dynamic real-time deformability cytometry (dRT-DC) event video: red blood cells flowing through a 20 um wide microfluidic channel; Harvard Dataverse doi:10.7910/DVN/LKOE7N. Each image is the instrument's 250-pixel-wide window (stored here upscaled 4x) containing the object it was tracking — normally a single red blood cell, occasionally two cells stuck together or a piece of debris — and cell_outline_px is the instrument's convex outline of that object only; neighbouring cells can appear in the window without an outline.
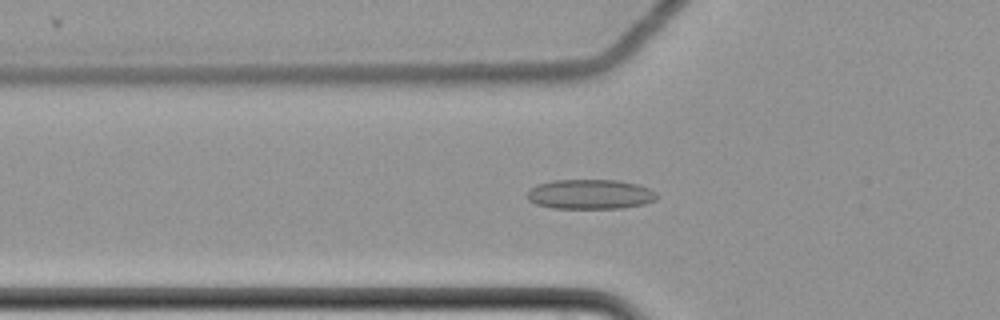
{"species": "common noctule bat (a hibernating species)", "species_latin": "Nyctalus noctula", "temperature_condition": "cold", "stored_images_in_passage": 61, "camera_frame_rate_fps": 3000, "um_per_image_px": 0.085, "animal": {"sex": "female", "body_mass_g": 22.7, "forearm_length_mm": 54.2}, "frame": {"image": 1, "passage_image": 23, "time_ms": 7.333, "image_size_px": [1000, 320], "cell_outline_px": [[656, 200], [644, 204], [624, 208], [552, 208], [536, 204], [528, 200], [528, 192], [536, 184], [552, 180], [620, 180], [636, 184], [648, 188], [656, 192]], "centroid_in_image_um": [50.16, 16.51], "position_along_channel_um": 75.6, "area_um2": 22.48}}
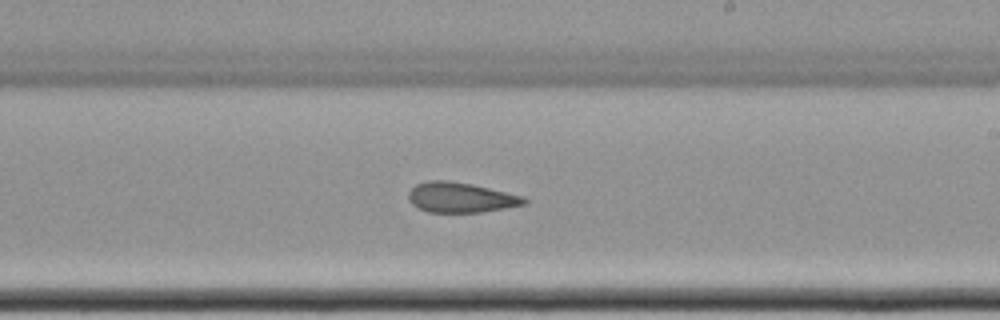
{"frame": {"image": 2, "passage_image": 38, "time_ms": 12.333, "image_size_px": [1000, 320], "cell_outline_px": [[528, 204], [480, 212], [428, 212], [412, 204], [408, 200], [408, 192], [416, 184], [428, 180], [448, 180], [472, 184], [524, 196], [528, 200]], "centroid_in_image_um": [39.16, 16.78], "position_along_channel_um": 249.8, "area_um2": 20.35}}
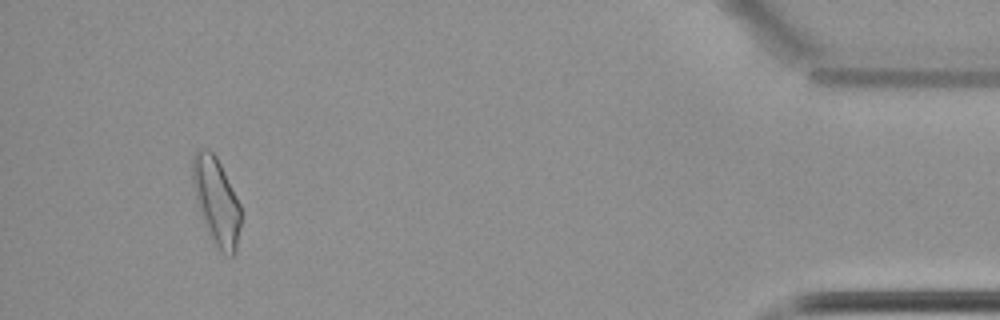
{"frame": {"image": 3, "passage_image": 58, "time_ms": 19.0, "image_size_px": [1000, 320], "cell_outline_px": [[240, 228], [236, 252], [232, 256], [228, 256], [216, 244], [208, 232], [200, 212], [196, 200], [192, 180], [192, 156], [196, 148], [208, 148], [216, 156], [240, 204]], "centroid_in_image_um": [18.37, 17.04], "position_along_channel_um": 416.8, "area_um2": 24.16}, "authors_computed_cell_mechanics": {"area_um2": 22.1374, "velocity_mm_per_s": 3.496, "shape_relaxation_time_tau1_ms": null, "shape_relaxation_time_tau2_ms": 5.1888, "deformation_change_tau1": null, "deformation_change_tau2": 0.1289}}